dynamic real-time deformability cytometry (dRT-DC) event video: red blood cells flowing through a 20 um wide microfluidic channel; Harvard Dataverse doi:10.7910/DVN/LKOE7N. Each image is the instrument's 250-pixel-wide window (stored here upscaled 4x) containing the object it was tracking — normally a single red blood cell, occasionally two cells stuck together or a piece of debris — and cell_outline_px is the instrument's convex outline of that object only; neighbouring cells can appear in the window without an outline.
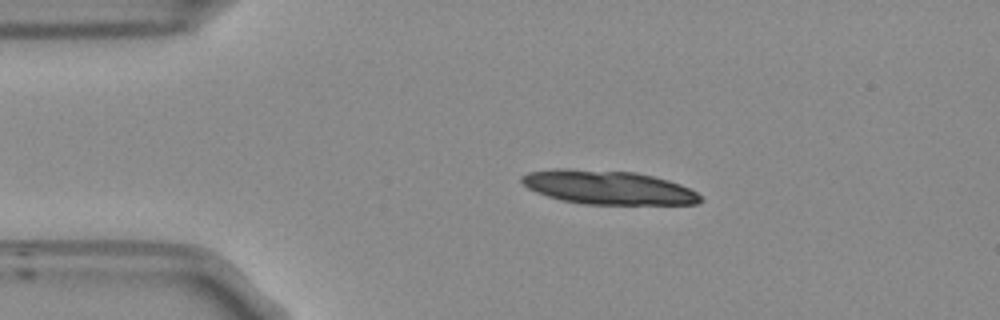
{"species": "Egyptian fruit bat (a non-hibernating species)", "species_latin": "Rousettus aegyptiacus", "temperature_condition": "room temperature", "stored_images_in_passage": 31, "segment_of_instrument_passage": [1, 2], "camera_frame_rate_fps": 3000, "um_per_image_px": 0.085, "frame": {"image": 1, "passage_image": 1, "time_ms": 0.0, "image_size_px": [1000, 320], "cell_outline_px": [[704, 200], [696, 204], [584, 204], [560, 200], [536, 192], [528, 188], [520, 180], [520, 176], [528, 172], [556, 168], [564, 168], [636, 172], [668, 180], [680, 184], [696, 192]], "centroid_in_image_um": [51.66, 15.93], "position_along_channel_um": 33.3, "area_um2": 35.26}}